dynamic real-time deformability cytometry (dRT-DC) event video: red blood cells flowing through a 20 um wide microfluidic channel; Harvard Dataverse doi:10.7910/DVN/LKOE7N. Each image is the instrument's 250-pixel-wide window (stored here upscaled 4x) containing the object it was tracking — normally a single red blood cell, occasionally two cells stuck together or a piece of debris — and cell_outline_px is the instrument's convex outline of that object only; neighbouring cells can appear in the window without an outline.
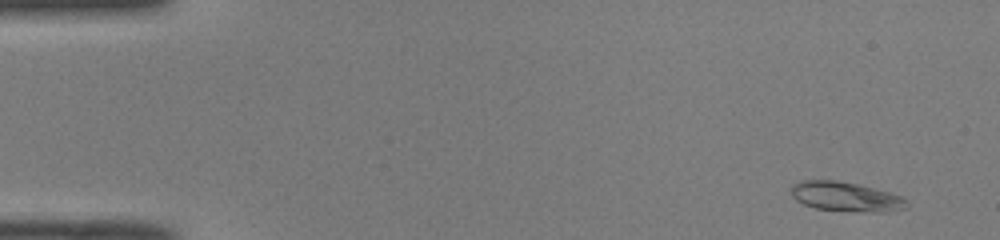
{"species": "common noctule bat (a hibernating species)", "species_latin": "Nyctalus noctula", "temperature_condition": "room temperature", "stored_images_in_passage": 51, "camera_frame_rate_fps": 3000, "um_per_image_px": 0.085, "animal": {"sex": "male", "body_mass_g": 19.0, "forearm_length_mm": 50.8}, "frame": {"image": 1, "passage_image": 3, "time_ms": 0.667, "image_size_px": [1000, 240], "cell_outline_px": [[908, 208], [888, 212], [872, 212], [816, 208], [804, 204], [796, 200], [792, 196], [792, 184], [800, 180], [836, 180], [856, 184], [888, 192], [900, 196], [908, 200]], "centroid_in_image_um": [71.91, 16.72], "position_along_channel_um": 13.1, "area_um2": 19.71}}
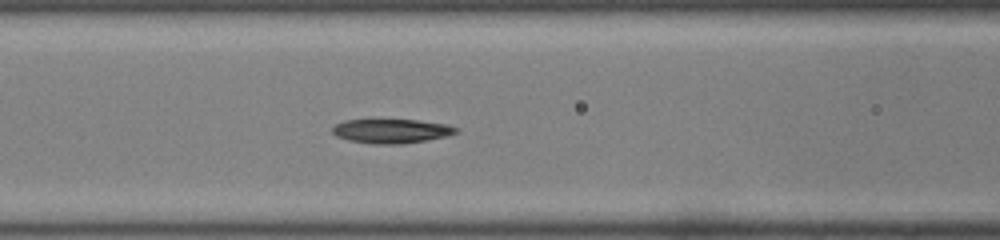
{"frame": {"image": 2, "passage_image": 21, "time_ms": 6.667, "image_size_px": [1000, 240], "cell_outline_px": [[460, 132], [448, 136], [428, 140], [404, 144], [372, 144], [348, 140], [336, 136], [332, 132], [332, 124], [344, 120], [416, 120], [448, 124], [460, 128]], "centroid_in_image_um": [33.3, 11.14], "position_along_channel_um": 133.3, "area_um2": 17.8}}
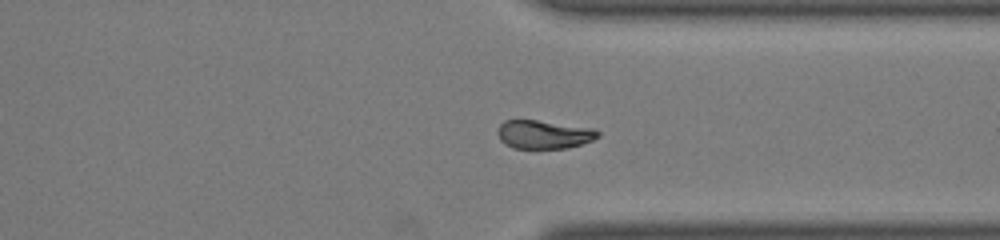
{"frame": {"image": 3, "passage_image": 38, "time_ms": 12.333, "image_size_px": [1000, 240], "cell_outline_px": [[600, 136], [592, 140], [580, 144], [564, 148], [512, 148], [504, 144], [500, 140], [496, 132], [500, 124], [504, 120], [536, 120], [596, 128], [600, 132]], "centroid_in_image_um": [46.21, 11.42], "position_along_channel_um": 365.2, "area_um2": 16.76}, "authors_computed_cell_mechanics": {"area_um2": 17.918, "velocity_mm_per_s": 4.0925, "shape_relaxation_time_tau1_ms": 3.1842, "shape_relaxation_time_tau2_ms": 11.1263, "deformation_change_tau1": 0.1524, "deformation_change_tau2": 0.1429}}